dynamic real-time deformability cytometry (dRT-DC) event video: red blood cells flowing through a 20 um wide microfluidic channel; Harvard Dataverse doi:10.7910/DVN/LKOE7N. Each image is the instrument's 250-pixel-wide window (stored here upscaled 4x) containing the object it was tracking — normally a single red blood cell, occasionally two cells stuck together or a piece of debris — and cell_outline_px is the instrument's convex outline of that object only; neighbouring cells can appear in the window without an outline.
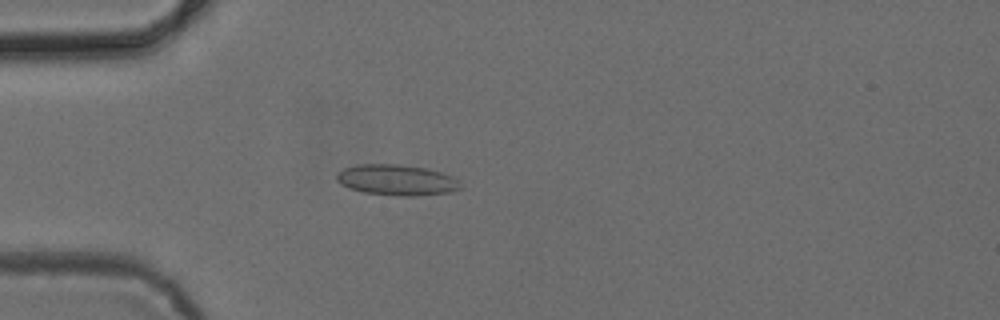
{"species": "common noctule bat (a hibernating species)", "species_latin": "Nyctalus noctula", "temperature_condition": "cold", "stored_images_in_passage": 46, "camera_frame_rate_fps": 3000, "um_per_image_px": 0.085, "animal": {"sex": "female", "body_mass_g": 24.6, "forearm_length_mm": 56.2}, "frame": {"image": 1, "passage_image": 9, "time_ms": 2.667, "image_size_px": [1000, 320], "cell_outline_px": [[460, 188], [452, 192], [416, 196], [400, 196], [364, 192], [340, 184], [336, 180], [336, 172], [344, 168], [356, 164], [400, 164], [428, 168], [452, 176], [460, 184]], "centroid_in_image_um": [33.7, 15.29], "position_along_channel_um": 51.3, "area_um2": 22.25}}
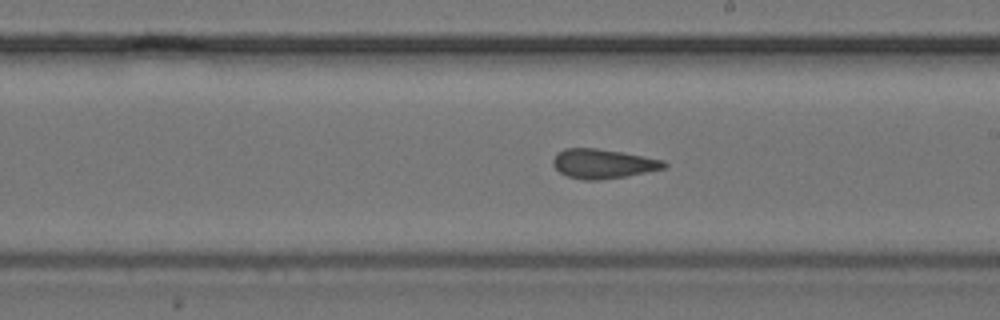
{"frame": {"image": 2, "passage_image": 24, "time_ms": 7.667, "image_size_px": [1000, 320], "cell_outline_px": [[668, 164], [664, 168], [624, 176], [600, 180], [584, 180], [568, 176], [560, 172], [552, 164], [552, 160], [556, 152], [564, 148], [596, 148], [624, 152], [664, 160]], "centroid_in_image_um": [51.22, 13.9], "position_along_channel_um": 237.8, "area_um2": 19.02}}
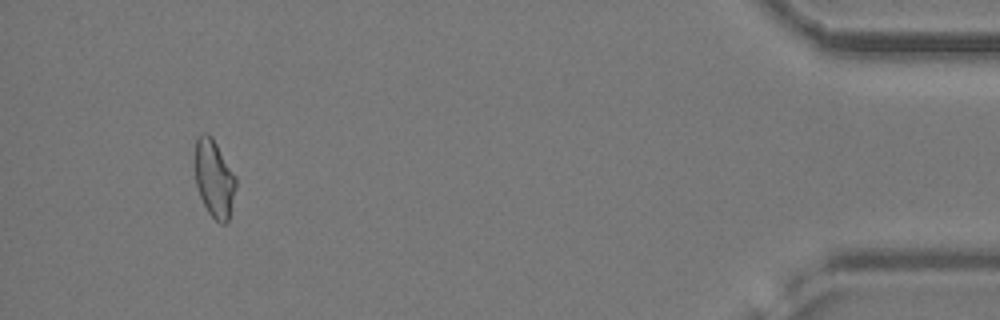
{"frame": {"image": 3, "passage_image": 43, "time_ms": 14.0, "image_size_px": [1000, 320], "cell_outline_px": [[236, 188], [228, 224], [220, 224], [208, 212], [200, 196], [196, 184], [196, 136], [204, 132], [208, 132], [212, 136], [236, 176]], "centroid_in_image_um": [18.23, 15.18], "position_along_channel_um": 417.0, "area_um2": 18.55}, "authors_computed_cell_mechanics": {"area_um2": 19.2763, "velocity_mm_per_s": 3.9606, "shape_relaxation_time_tau1_ms": null, "shape_relaxation_time_tau2_ms": 1.5669, "deformation_change_tau1": null, "deformation_change_tau2": 0.0916}}